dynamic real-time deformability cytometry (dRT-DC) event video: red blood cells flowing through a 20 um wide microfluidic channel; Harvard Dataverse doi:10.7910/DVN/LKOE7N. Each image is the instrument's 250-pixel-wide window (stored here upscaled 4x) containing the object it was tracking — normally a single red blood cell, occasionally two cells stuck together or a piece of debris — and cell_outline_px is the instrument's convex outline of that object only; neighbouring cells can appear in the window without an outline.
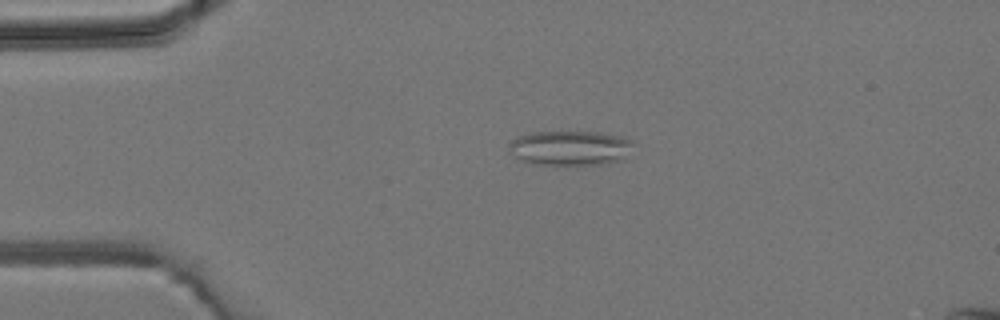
{"species": "common noctule bat (a hibernating species)", "species_latin": "Nyctalus noctula", "temperature_condition": "room temperature", "stored_images_in_passage": 6, "camera_frame_rate_fps": 3000, "um_per_image_px": 0.085, "animal": {"sex": "male", "body_mass_g": 19.2, "forearm_length_mm": 51.8}, "frame": {"image": 1, "passage_image": 4, "time_ms": 3.333, "image_size_px": [1000, 320], "cell_outline_px": [[632, 144], [620, 160], [600, 164], [564, 168], [528, 164], [520, 160], [508, 152], [508, 144], [516, 136], [532, 132], [600, 132], [620, 136], [632, 140]], "centroid_in_image_um": [48.33, 12.63], "position_along_channel_um": 36.7, "area_um2": 26.07}}